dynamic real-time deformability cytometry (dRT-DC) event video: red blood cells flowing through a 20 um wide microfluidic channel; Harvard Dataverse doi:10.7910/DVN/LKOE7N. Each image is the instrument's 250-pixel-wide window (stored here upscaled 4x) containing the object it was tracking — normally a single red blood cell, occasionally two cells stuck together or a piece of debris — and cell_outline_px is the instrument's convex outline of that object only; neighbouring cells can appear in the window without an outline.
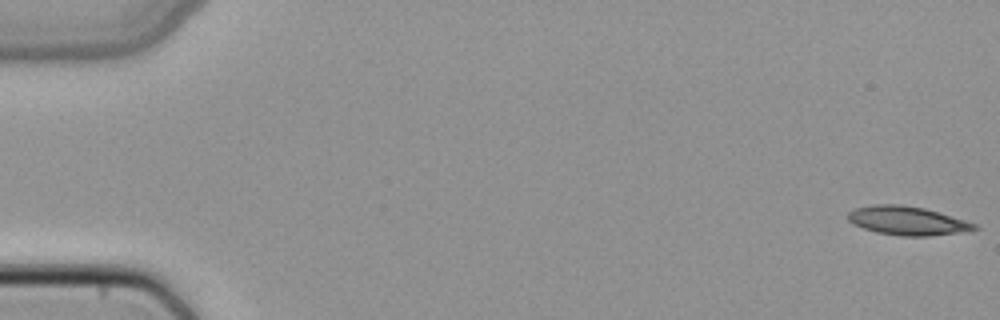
{"species": "common noctule bat (a hibernating species)", "species_latin": "Nyctalus noctula", "temperature_condition": "cold", "stored_images_in_passage": 50, "camera_frame_rate_fps": 3000, "um_per_image_px": 0.085, "animal": {"sex": "female", "body_mass_g": 22.7, "forearm_length_mm": 54.2}, "frame": {"image": 1, "passage_image": 1, "time_ms": 0.0, "image_size_px": [1000, 320], "cell_outline_px": [[980, 228], [960, 232], [928, 236], [900, 236], [876, 232], [852, 224], [848, 220], [848, 212], [856, 208], [872, 204], [900, 204], [924, 208], [964, 220], [976, 224]], "centroid_in_image_um": [77.08, 18.76], "position_along_channel_um": 7.9, "area_um2": 21.04}}
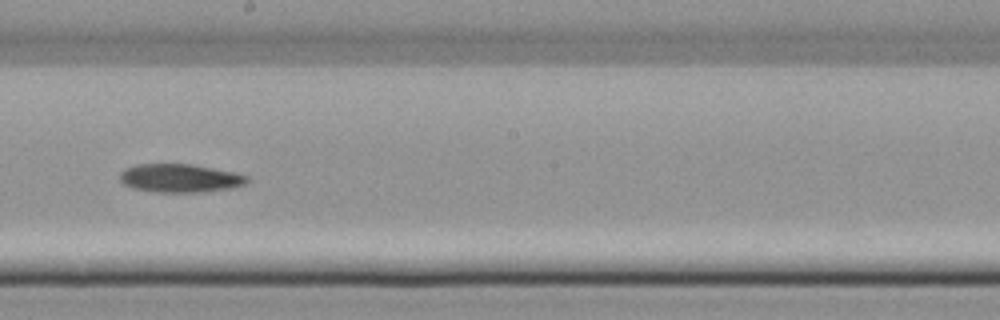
{"frame": {"image": 2, "passage_image": 29, "time_ms": 9.333, "image_size_px": [1000, 320], "cell_outline_px": [[248, 180], [244, 184], [232, 188], [204, 192], [156, 192], [132, 188], [124, 184], [120, 180], [120, 172], [124, 168], [136, 164], [192, 164], [236, 172], [248, 176]], "centroid_in_image_um": [15.29, 15.14], "position_along_channel_um": 232.9, "area_um2": 21.21}}
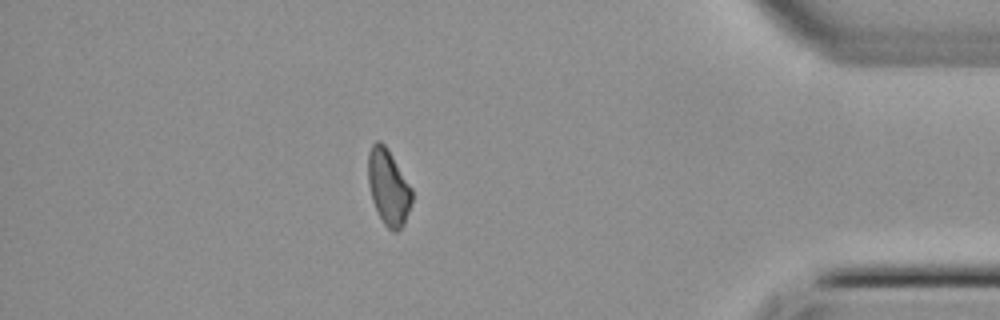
{"frame": {"image": 3, "passage_image": 44, "time_ms": 14.333, "image_size_px": [1000, 320], "cell_outline_px": [[412, 200], [404, 224], [396, 232], [392, 232], [384, 224], [372, 200], [368, 184], [368, 152], [372, 144], [376, 140], [380, 140], [384, 144], [412, 188]], "centroid_in_image_um": [33.0, 15.91], "position_along_channel_um": 402.2, "area_um2": 19.13}}